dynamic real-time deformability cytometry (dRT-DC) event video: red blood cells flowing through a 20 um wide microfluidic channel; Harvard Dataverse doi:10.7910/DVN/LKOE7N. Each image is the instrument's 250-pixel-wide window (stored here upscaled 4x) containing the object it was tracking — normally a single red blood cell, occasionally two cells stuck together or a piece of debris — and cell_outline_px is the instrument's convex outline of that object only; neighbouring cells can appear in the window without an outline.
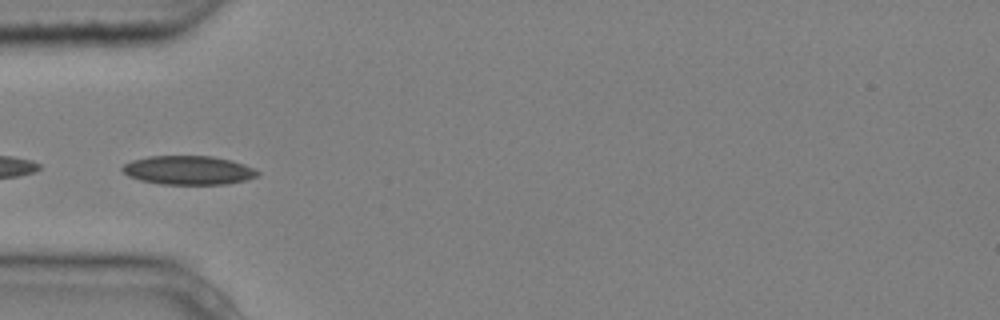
{"species": "common noctule bat (a hibernating species)", "species_latin": "Nyctalus noctula", "temperature_condition": "cold", "stored_images_in_passage": 2, "camera_frame_rate_fps": 3000, "um_per_image_px": 0.085, "animal": {"sex": "male", "body_mass_g": 20.4}, "frame": {"image": 1, "passage_image": 1, "time_ms": 0.0, "image_size_px": [1000, 320], "cell_outline_px": [[260, 172], [256, 176], [244, 180], [228, 184], [160, 184], [140, 180], [128, 176], [120, 168], [124, 164], [132, 160], [148, 156], [212, 156], [232, 160], [244, 164]], "centroid_in_image_um": [15.99, 14.46], "position_along_channel_um": 69.0, "area_um2": 22.72}}
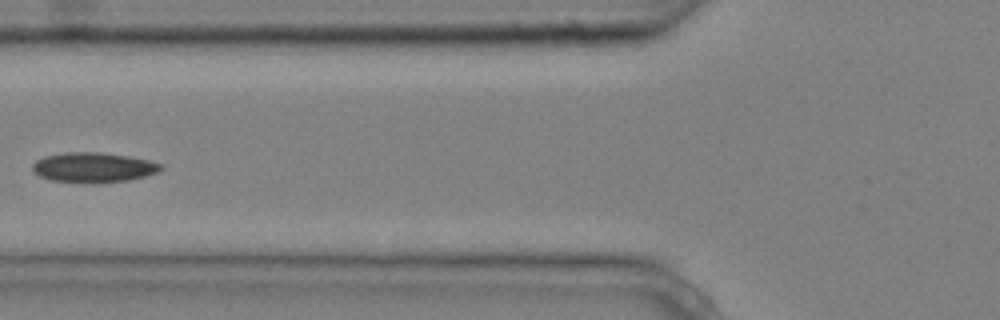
{"frame": {"image": 2, "passage_image": 2, "time_ms": 0.333, "image_size_px": [1000, 320], "cell_outline_px": [[164, 168], [156, 172], [144, 176], [128, 180], [52, 180], [40, 176], [32, 168], [32, 164], [36, 160], [44, 156], [64, 152], [100, 152], [128, 156], [148, 160], [164, 164]], "centroid_in_image_um": [7.96, 14.17], "position_along_channel_um": 117.8, "area_um2": 21.39}}